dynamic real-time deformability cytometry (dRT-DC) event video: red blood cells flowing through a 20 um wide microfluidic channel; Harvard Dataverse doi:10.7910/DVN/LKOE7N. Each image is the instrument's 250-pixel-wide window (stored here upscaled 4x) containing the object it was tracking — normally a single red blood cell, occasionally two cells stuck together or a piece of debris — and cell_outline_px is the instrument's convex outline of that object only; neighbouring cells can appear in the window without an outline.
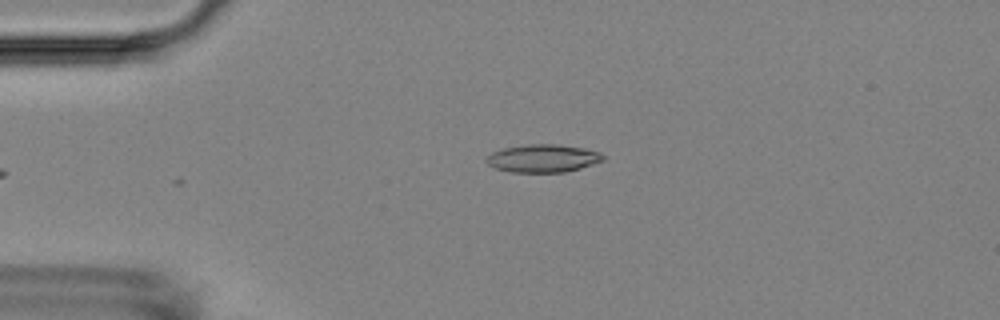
{"species": "Egyptian fruit bat (a non-hibernating species)", "species_latin": "Rousettus aegyptiacus", "temperature_condition": "room temperature", "stored_images_in_passage": 5, "camera_frame_rate_fps": 3000, "um_per_image_px": 0.085, "animal": {"sex": "female"}, "frame": {"image": 1, "passage_image": 5, "time_ms": 5.333, "image_size_px": [1000, 320], "cell_outline_px": [[604, 160], [580, 168], [564, 172], [512, 172], [496, 168], [488, 164], [484, 160], [492, 152], [504, 148], [528, 144], [556, 144], [584, 148], [600, 152], [604, 156]], "centroid_in_image_um": [46.15, 13.45], "position_along_channel_um": 38.9, "area_um2": 18.84}}